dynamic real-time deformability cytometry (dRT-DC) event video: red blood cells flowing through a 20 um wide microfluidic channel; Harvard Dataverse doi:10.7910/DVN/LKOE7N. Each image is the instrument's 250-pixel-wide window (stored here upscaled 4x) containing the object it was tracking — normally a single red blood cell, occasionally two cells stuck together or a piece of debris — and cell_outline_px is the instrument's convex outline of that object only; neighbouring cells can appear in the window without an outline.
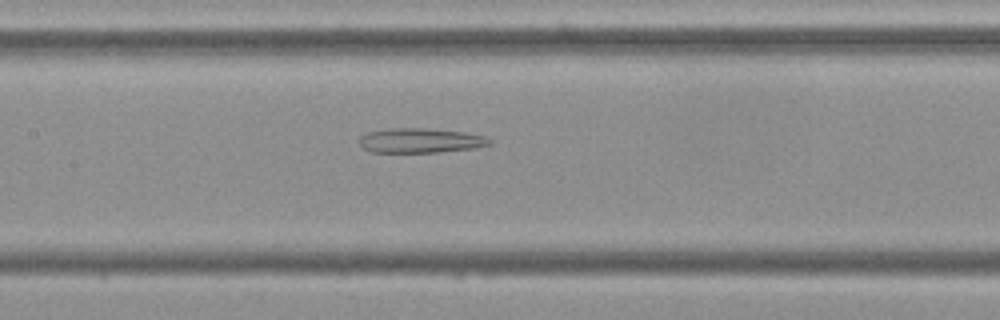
{"species": "Egyptian fruit bat (a non-hibernating species)", "species_latin": "Rousettus aegyptiacus", "temperature_condition": "cold", "stored_images_in_passage": 48, "camera_frame_rate_fps": 3000, "um_per_image_px": 0.085, "frame": {"image": 1, "passage_image": 20, "time_ms": 6.333, "image_size_px": [1000, 320], "cell_outline_px": [[492, 144], [472, 148], [436, 152], [372, 152], [364, 148], [360, 144], [360, 136], [368, 132], [388, 128], [424, 128], [464, 132], [484, 136], [492, 140]], "centroid_in_image_um": [35.73, 11.94], "position_along_channel_um": 171.7, "area_um2": 18.55}}
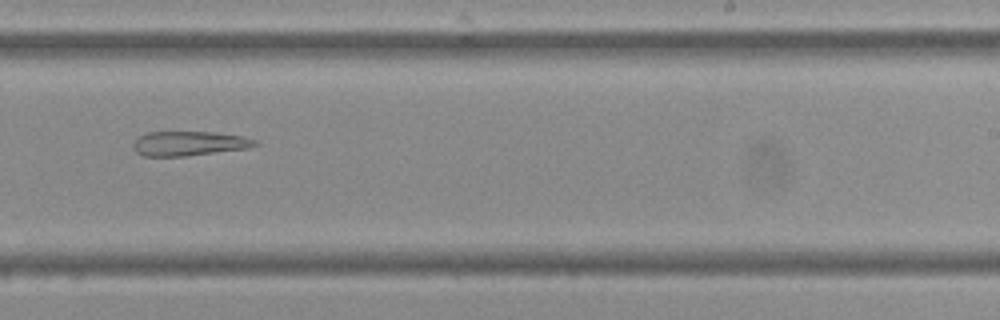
{"frame": {"image": 2, "passage_image": 28, "time_ms": 9.0, "image_size_px": [1000, 320], "cell_outline_px": [[260, 144], [248, 148], [184, 156], [144, 156], [136, 152], [132, 148], [132, 144], [140, 136], [148, 132], [216, 132], [244, 136], [256, 140]], "centroid_in_image_um": [16.08, 12.19], "position_along_channel_um": 272.9, "area_um2": 17.4}}
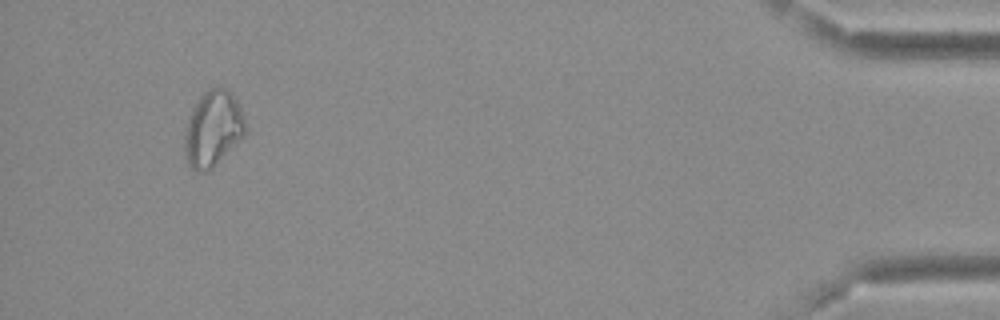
{"frame": {"image": 3, "passage_image": 45, "time_ms": 14.667, "image_size_px": [1000, 320], "cell_outline_px": [[244, 136], [208, 172], [196, 172], [188, 164], [184, 148], [184, 136], [188, 120], [192, 108], [200, 96], [208, 88], [224, 88], [232, 92], [240, 108], [244, 120]], "centroid_in_image_um": [18.07, 10.95], "position_along_channel_um": 417.1, "area_um2": 26.53}}